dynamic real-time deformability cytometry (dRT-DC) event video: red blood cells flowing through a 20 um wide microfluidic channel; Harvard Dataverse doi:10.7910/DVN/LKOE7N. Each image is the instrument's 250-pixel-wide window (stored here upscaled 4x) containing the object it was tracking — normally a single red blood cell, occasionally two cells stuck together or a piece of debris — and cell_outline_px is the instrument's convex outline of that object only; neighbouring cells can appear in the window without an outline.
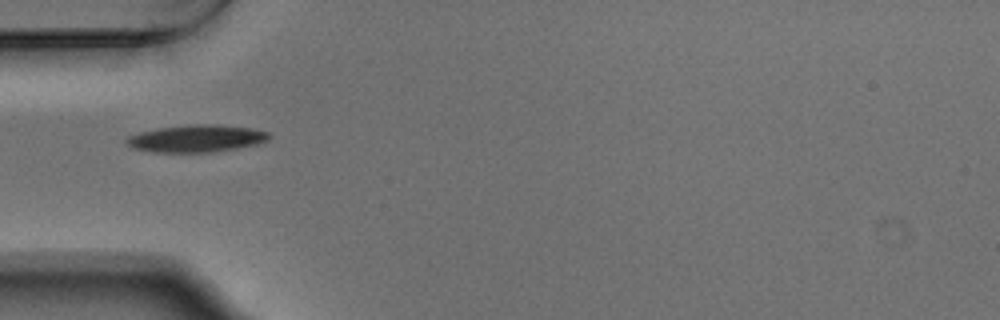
{"species": "Egyptian fruit bat (a non-hibernating species)", "species_latin": "Rousettus aegyptiacus", "temperature_condition": "warm", "stored_images_in_passage": 6, "camera_frame_rate_fps": 3000, "um_per_image_px": 0.085, "animal": {"sex": "male"}, "frame": {"image": 1, "passage_image": 2, "time_ms": 0.333, "image_size_px": [1000, 320], "cell_outline_px": [[272, 136], [268, 140], [256, 144], [236, 148], [212, 152], [152, 152], [132, 148], [124, 140], [128, 136], [140, 132], [160, 128], [192, 124], [216, 124], [252, 128], [268, 132]], "centroid_in_image_um": [16.7, 11.77], "position_along_channel_um": 68.3, "area_um2": 22.6}}